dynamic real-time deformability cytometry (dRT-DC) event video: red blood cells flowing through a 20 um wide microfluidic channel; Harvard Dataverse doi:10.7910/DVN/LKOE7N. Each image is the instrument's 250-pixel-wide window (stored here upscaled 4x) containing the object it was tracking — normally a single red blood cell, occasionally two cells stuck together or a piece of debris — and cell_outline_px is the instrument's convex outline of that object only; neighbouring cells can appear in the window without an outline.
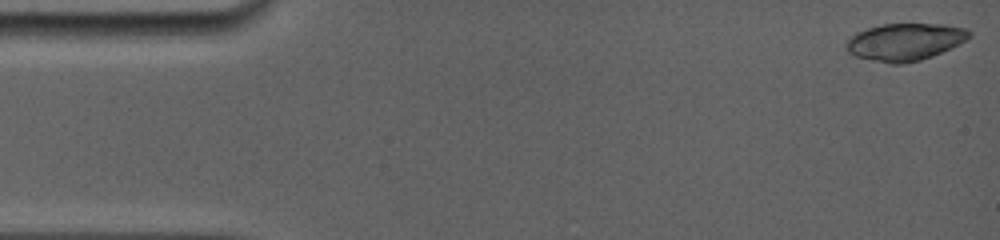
{"species": "common noctule bat (a hibernating species)", "species_latin": "Nyctalus noctula", "temperature_condition": "room temperature", "stored_images_in_passage": 10, "camera_frame_rate_fps": 5000, "um_per_image_px": 0.085, "animal": {"sex": "female", "body_mass_g": 19.0, "forearm_length_mm": 56.7}, "frame": {"image": 1, "passage_image": 1, "time_ms": 0.0, "image_size_px": [1000, 240], "cell_outline_px": [[972, 36], [932, 56], [920, 60], [904, 64], [888, 64], [856, 56], [848, 52], [844, 44], [856, 32], [868, 28], [884, 24], [944, 24], [964, 28], [972, 32]], "centroid_in_image_um": [76.89, 3.56], "position_along_channel_um": 8.1, "area_um2": 26.47}}